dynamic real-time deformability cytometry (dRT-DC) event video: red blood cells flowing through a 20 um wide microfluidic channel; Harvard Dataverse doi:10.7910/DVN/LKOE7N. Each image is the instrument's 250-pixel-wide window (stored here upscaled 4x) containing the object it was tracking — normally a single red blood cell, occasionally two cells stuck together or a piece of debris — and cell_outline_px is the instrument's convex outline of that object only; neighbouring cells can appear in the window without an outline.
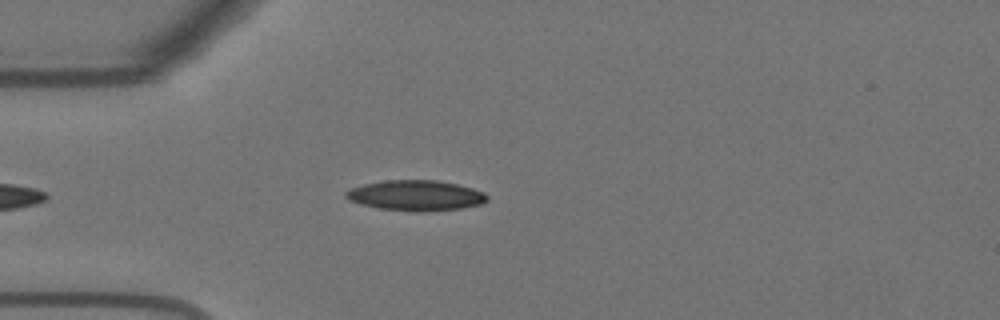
{"species": "Egyptian fruit bat (a non-hibernating species)", "species_latin": "Rousettus aegyptiacus", "temperature_condition": "warm", "stored_images_in_passage": 32, "camera_frame_rate_fps": 3000, "um_per_image_px": 0.085, "animal": {"sex": "female"}, "frame": {"image": 1, "passage_image": 7, "time_ms": 2.0, "image_size_px": [1000, 320], "cell_outline_px": [[488, 200], [480, 204], [460, 208], [424, 212], [416, 212], [380, 208], [360, 204], [348, 200], [344, 196], [344, 192], [352, 188], [364, 184], [384, 180], [436, 180], [456, 184], [472, 188], [484, 192], [488, 196]], "centroid_in_image_um": [35.32, 16.61], "position_along_channel_um": 49.7, "area_um2": 25.03}}
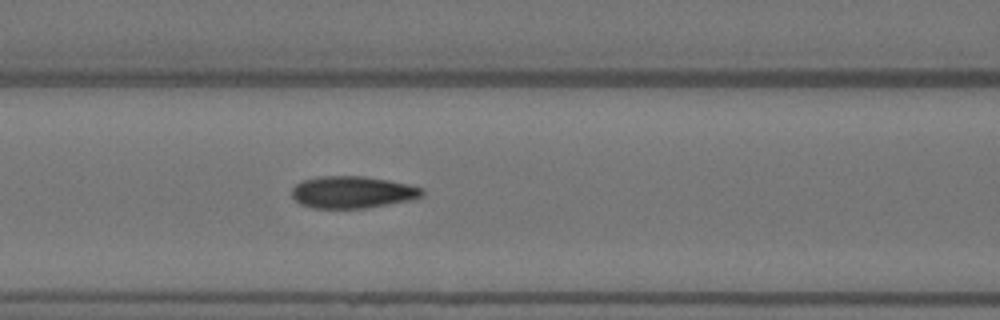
{"frame": {"image": 2, "passage_image": 15, "time_ms": 4.667, "image_size_px": [1000, 320], "cell_outline_px": [[424, 196], [412, 200], [368, 208], [312, 208], [300, 204], [292, 196], [292, 188], [296, 184], [304, 180], [320, 176], [364, 176], [388, 180], [408, 184], [420, 188], [424, 192]], "centroid_in_image_um": [29.97, 16.34], "position_along_channel_um": 136.6, "area_um2": 24.39}}
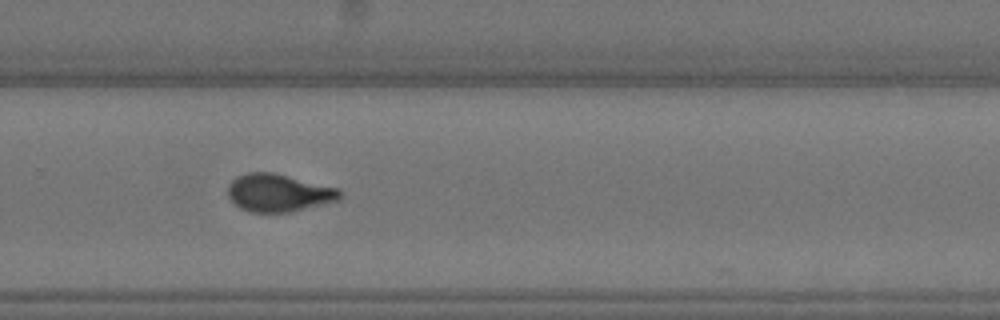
{"frame": {"image": 3, "passage_image": 29, "time_ms": 9.333, "image_size_px": [1000, 320], "cell_outline_px": [[340, 200], [292, 212], [248, 212], [240, 208], [228, 196], [228, 184], [236, 176], [248, 172], [272, 172], [340, 188]], "centroid_in_image_um": [23.68, 16.39], "position_along_channel_um": 306.1, "area_um2": 24.74}}